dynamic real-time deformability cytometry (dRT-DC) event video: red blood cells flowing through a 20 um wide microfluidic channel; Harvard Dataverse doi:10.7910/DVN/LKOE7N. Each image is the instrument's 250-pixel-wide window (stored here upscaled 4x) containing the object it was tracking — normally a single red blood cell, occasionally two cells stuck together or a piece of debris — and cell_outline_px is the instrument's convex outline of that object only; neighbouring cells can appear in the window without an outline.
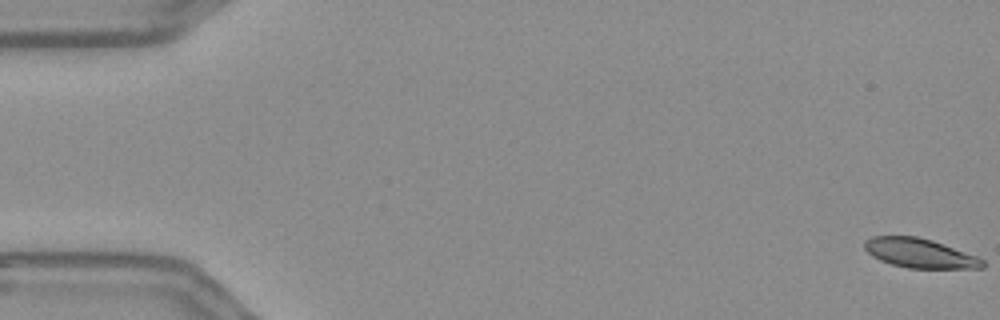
{"species": "Egyptian fruit bat (a non-hibernating species)", "species_latin": "Rousettus aegyptiacus", "temperature_condition": "warm", "stored_images_in_passage": 57, "camera_frame_rate_fps": 3000, "um_per_image_px": 0.085, "frame": {"image": 1, "passage_image": 1, "time_ms": 0.0, "image_size_px": [1000, 320], "cell_outline_px": [[984, 268], [908, 268], [892, 264], [880, 260], [872, 256], [864, 248], [864, 240], [872, 236], [916, 236], [932, 240], [976, 256], [984, 260]], "centroid_in_image_um": [78.15, 21.52], "position_along_channel_um": 6.9, "area_um2": 20.06}}
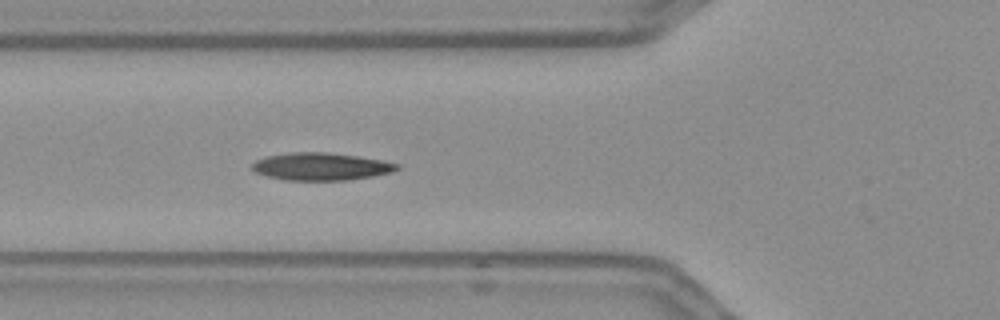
{"frame": {"image": 2, "passage_image": 21, "time_ms": 6.667, "image_size_px": [1000, 320], "cell_outline_px": [[400, 168], [392, 172], [372, 176], [348, 180], [284, 180], [268, 176], [256, 172], [248, 168], [256, 160], [264, 156], [292, 152], [328, 152], [356, 156], [380, 160], [400, 164]], "centroid_in_image_um": [27.25, 14.15], "position_along_channel_um": 98.6, "area_um2": 23.29}}
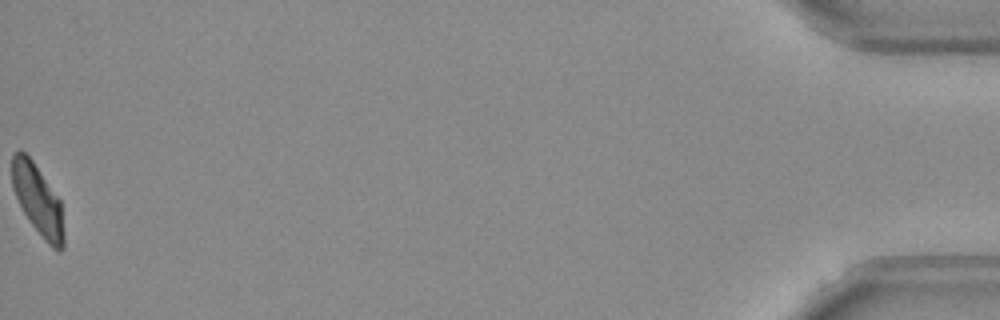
{"frame": {"image": 3, "passage_image": 57, "time_ms": 18.667, "image_size_px": [1000, 320], "cell_outline_px": [[64, 248], [60, 252], [52, 248], [44, 240], [32, 224], [24, 212], [12, 188], [12, 152], [20, 148], [32, 160], [60, 200], [64, 232]], "centroid_in_image_um": [3.21, 16.99], "position_along_channel_um": 432.0, "area_um2": 21.15}, "authors_computed_cell_mechanics": {"area_um2": 22.4264, "velocity_mm_per_s": 3.627, "shape_relaxation_time_tau1_ms": null, "shape_relaxation_time_tau2_ms": 3.7691, "deformation_change_tau1": null, "deformation_change_tau2": 0.1091}}